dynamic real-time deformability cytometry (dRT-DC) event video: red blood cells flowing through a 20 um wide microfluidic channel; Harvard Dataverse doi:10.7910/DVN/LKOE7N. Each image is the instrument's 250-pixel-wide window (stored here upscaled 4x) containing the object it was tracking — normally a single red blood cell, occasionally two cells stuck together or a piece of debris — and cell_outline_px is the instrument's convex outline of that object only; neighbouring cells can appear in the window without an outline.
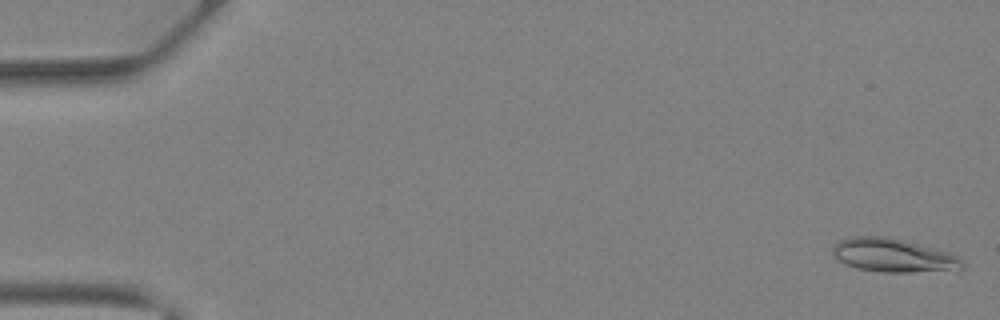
{"species": "Egyptian fruit bat (a non-hibernating species)", "species_latin": "Rousettus aegyptiacus", "temperature_condition": "warm", "stored_images_in_passage": 41, "camera_frame_rate_fps": 3000, "um_per_image_px": 0.085, "animal": {"sex": "female"}, "frame": {"image": 1, "passage_image": 1, "time_ms": 0.0, "image_size_px": [1000, 320], "cell_outline_px": [[964, 268], [956, 272], [880, 272], [856, 268], [832, 256], [832, 248], [840, 240], [852, 236], [884, 236], [936, 248], [960, 256], [964, 260]], "centroid_in_image_um": [76.04, 21.73], "position_along_channel_um": 9.0, "area_um2": 25.84}}
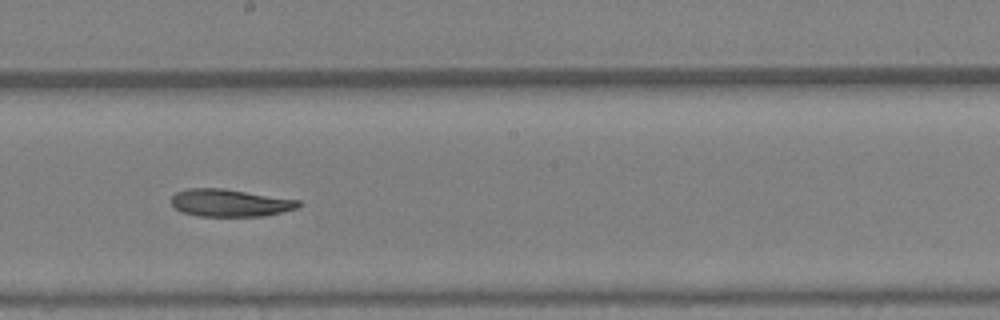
{"frame": {"image": 2, "passage_image": 23, "time_ms": 7.333, "image_size_px": [1000, 320], "cell_outline_px": [[300, 204], [296, 208], [264, 216], [200, 216], [184, 212], [176, 208], [172, 204], [172, 196], [176, 192], [188, 188], [224, 188], [300, 200]], "centroid_in_image_um": [19.55, 17.23], "position_along_channel_um": 228.7, "area_um2": 20.17}}
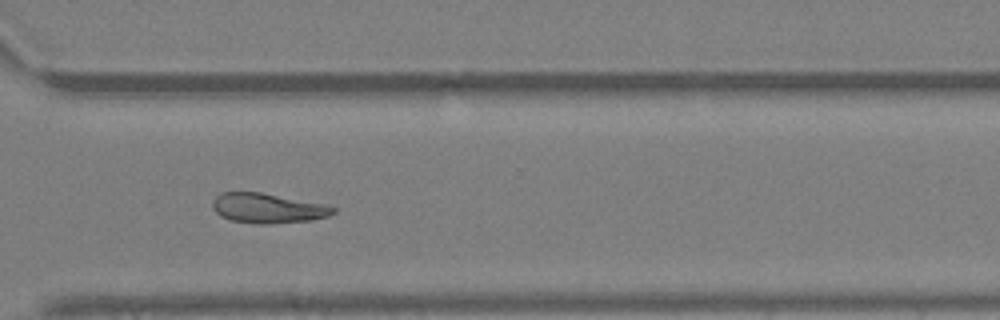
{"frame": {"image": 3, "passage_image": 30, "time_ms": 9.667, "image_size_px": [1000, 320], "cell_outline_px": [[336, 212], [328, 216], [312, 220], [272, 224], [256, 224], [232, 220], [220, 216], [212, 208], [212, 200], [220, 192], [260, 192], [328, 204], [336, 208]], "centroid_in_image_um": [22.78, 17.69], "position_along_channel_um": 347.8, "area_um2": 21.27}}